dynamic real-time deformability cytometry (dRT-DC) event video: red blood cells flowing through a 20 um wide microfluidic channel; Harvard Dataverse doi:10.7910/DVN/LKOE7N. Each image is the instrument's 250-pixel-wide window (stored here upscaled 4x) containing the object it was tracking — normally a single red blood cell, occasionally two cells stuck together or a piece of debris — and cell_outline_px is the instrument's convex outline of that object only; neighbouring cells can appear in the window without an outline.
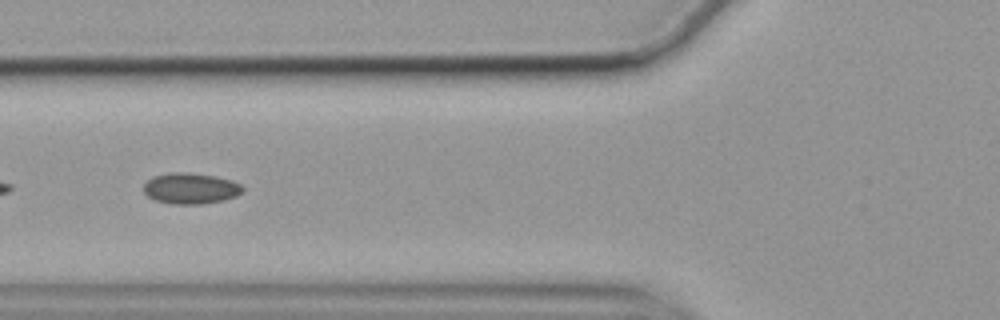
{"species": "common noctule bat (a hibernating species)", "species_latin": "Nyctalus noctula", "temperature_condition": "cold", "stored_images_in_passage": 31, "segment_of_instrument_passage": [2, 2], "camera_frame_rate_fps": 3000, "um_per_image_px": 0.085, "animal": {"sex": "female", "body_mass_g": 19.9}, "frame": {"image": 1, "passage_image": 21, "time_ms": 6.667, "image_size_px": [1000, 320], "cell_outline_px": [[244, 192], [236, 196], [224, 200], [200, 204], [172, 204], [156, 200], [148, 196], [144, 192], [144, 184], [152, 176], [168, 172], [188, 172], [216, 176], [232, 180], [240, 184], [244, 188]], "centroid_in_image_um": [16.22, 16.0], "position_along_channel_um": 109.6, "area_um2": 18.03}}